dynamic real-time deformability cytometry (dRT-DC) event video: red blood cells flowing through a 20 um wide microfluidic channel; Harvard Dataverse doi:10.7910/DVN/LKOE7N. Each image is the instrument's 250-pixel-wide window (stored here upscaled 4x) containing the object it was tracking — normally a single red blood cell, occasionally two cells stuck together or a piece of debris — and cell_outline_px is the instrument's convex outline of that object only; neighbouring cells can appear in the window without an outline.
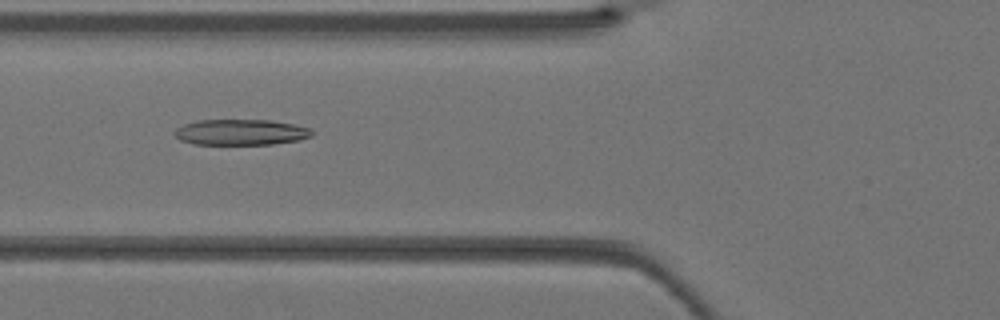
{"species": "Egyptian fruit bat (a non-hibernating species)", "species_latin": "Rousettus aegyptiacus", "temperature_condition": "warm", "stored_images_in_passage": 36, "camera_frame_rate_fps": 3000, "um_per_image_px": 0.085, "animal": {"sex": "female"}, "frame": {"image": 1, "passage_image": 12, "time_ms": 3.667, "image_size_px": [1000, 320], "cell_outline_px": [[312, 136], [300, 140], [272, 144], [192, 144], [180, 140], [172, 132], [176, 128], [184, 124], [196, 120], [272, 120], [312, 128]], "centroid_in_image_um": [20.46, 11.23], "position_along_channel_um": 105.3, "area_um2": 20.75}}
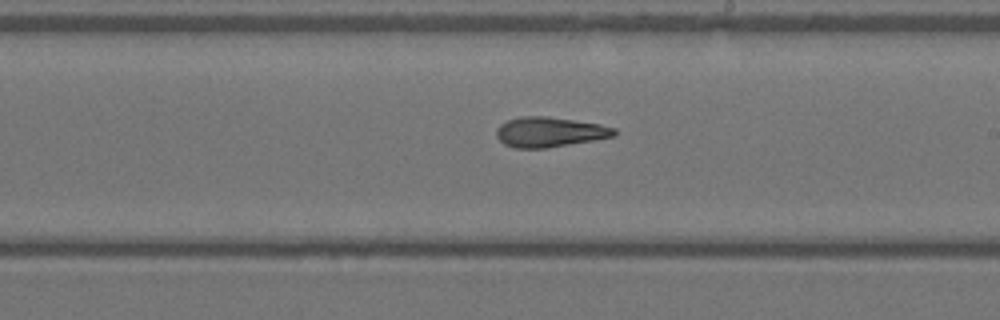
{"frame": {"image": 2, "passage_image": 20, "time_ms": 6.333, "image_size_px": [1000, 320], "cell_outline_px": [[616, 136], [548, 148], [516, 148], [504, 144], [496, 136], [496, 128], [500, 124], [508, 120], [520, 116], [548, 116], [600, 124], [616, 128]], "centroid_in_image_um": [46.71, 11.22], "position_along_channel_um": 242.3, "area_um2": 20.69}}
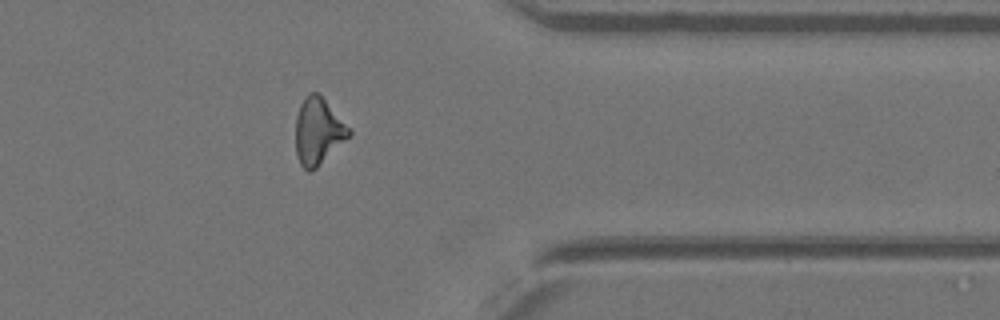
{"frame": {"image": 3, "passage_image": 29, "time_ms": 9.333, "image_size_px": [1000, 320], "cell_outline_px": [[352, 136], [312, 172], [308, 172], [300, 164], [296, 156], [296, 116], [300, 104], [308, 92], [316, 92], [324, 100], [352, 132]], "centroid_in_image_um": [27.03, 11.21], "position_along_channel_um": 384.4, "area_um2": 20.63}}